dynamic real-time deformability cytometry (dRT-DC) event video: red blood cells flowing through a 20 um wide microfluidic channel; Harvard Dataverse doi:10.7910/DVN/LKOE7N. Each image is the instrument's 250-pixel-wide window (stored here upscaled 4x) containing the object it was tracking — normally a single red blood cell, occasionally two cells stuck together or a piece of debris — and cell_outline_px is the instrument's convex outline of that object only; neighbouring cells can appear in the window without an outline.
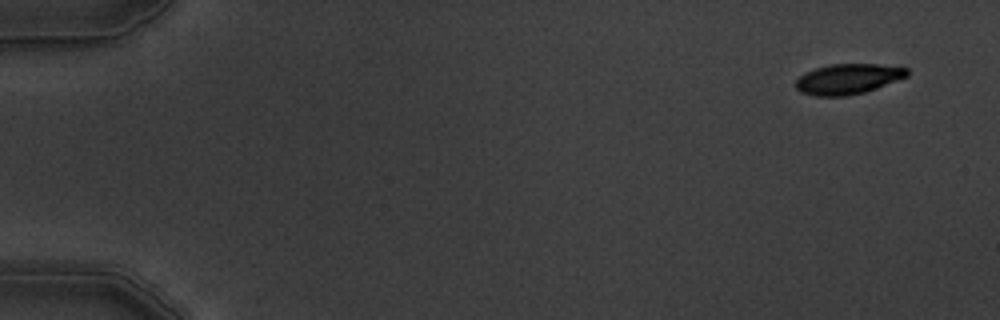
{"species": "common noctule bat (a hibernating species)", "species_latin": "Nyctalus noctula", "temperature_condition": "warm", "stored_images_in_passage": 6, "camera_frame_rate_fps": 3000, "um_per_image_px": 0.085, "animal": {"sex": "male", "body_mass_g": 19.5, "forearm_length_mm": 54.6}, "frame": {"image": 1, "passage_image": 1, "time_ms": 0.0, "image_size_px": [1000, 320], "cell_outline_px": [[908, 76], [876, 88], [864, 92], [844, 96], [812, 96], [800, 92], [796, 88], [796, 80], [804, 72], [828, 64], [880, 64], [908, 68]], "centroid_in_image_um": [72.05, 6.71], "position_along_channel_um": 12.9, "area_um2": 19.71}}
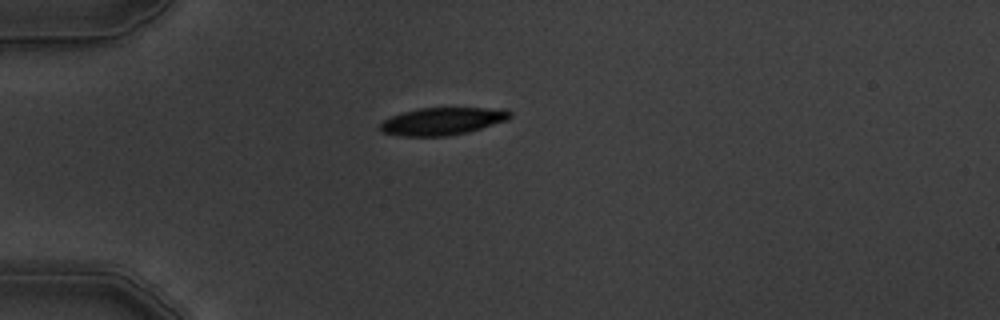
{"frame": {"image": 2, "passage_image": 4, "time_ms": 4.0, "image_size_px": [1000, 320], "cell_outline_px": [[512, 116], [508, 120], [468, 132], [448, 136], [400, 136], [380, 132], [376, 128], [384, 120], [392, 116], [404, 112], [420, 108], [508, 108], [512, 112]], "centroid_in_image_um": [37.62, 10.3], "position_along_channel_um": 47.4, "area_um2": 21.04}}